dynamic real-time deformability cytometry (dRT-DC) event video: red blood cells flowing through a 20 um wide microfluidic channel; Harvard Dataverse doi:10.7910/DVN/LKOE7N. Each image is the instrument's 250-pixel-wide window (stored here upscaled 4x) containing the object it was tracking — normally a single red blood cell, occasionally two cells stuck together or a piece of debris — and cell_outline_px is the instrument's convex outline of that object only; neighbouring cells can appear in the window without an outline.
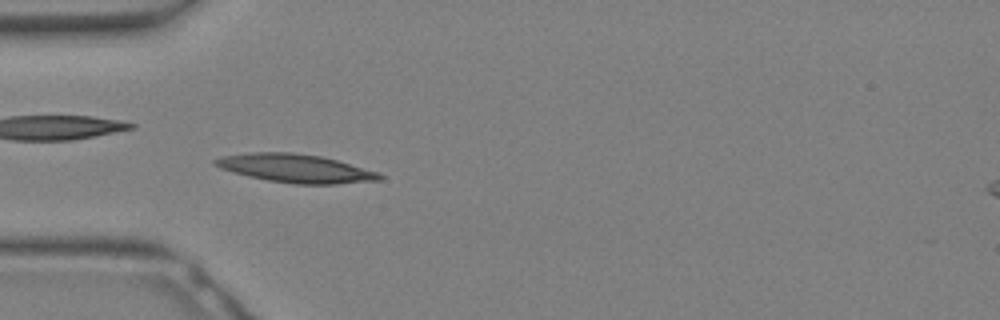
{"species": "Egyptian fruit bat (a non-hibernating species)", "species_latin": "Rousettus aegyptiacus", "temperature_condition": "warm", "stored_images_in_passage": 4, "camera_frame_rate_fps": 3000, "um_per_image_px": 0.085, "animal": {"sex": "female"}, "frame": {"image": 1, "passage_image": 2, "time_ms": 0.333, "image_size_px": [1000, 320], "cell_outline_px": [[384, 176], [380, 180], [336, 184], [292, 184], [268, 180], [248, 176], [232, 172], [220, 168], [212, 164], [212, 160], [220, 156], [252, 152], [292, 152], [320, 156], [336, 160], [380, 172]], "centroid_in_image_um": [25.1, 14.31], "position_along_channel_um": 59.9, "area_um2": 27.34}}
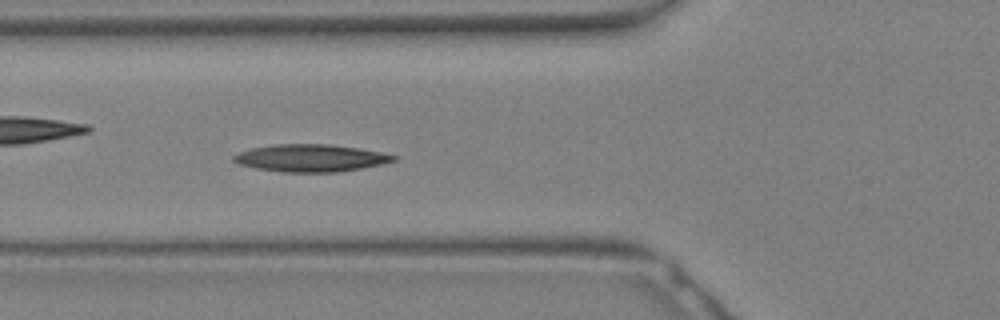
{"frame": {"image": 2, "passage_image": 4, "time_ms": 1.0, "image_size_px": [1000, 320], "cell_outline_px": [[400, 156], [396, 160], [380, 164], [360, 168], [336, 172], [284, 172], [256, 168], [240, 164], [232, 160], [232, 156], [240, 152], [252, 148], [272, 144], [328, 144], [360, 148]], "centroid_in_image_um": [26.41, 13.42], "position_along_channel_um": 99.4, "area_um2": 25.37}}